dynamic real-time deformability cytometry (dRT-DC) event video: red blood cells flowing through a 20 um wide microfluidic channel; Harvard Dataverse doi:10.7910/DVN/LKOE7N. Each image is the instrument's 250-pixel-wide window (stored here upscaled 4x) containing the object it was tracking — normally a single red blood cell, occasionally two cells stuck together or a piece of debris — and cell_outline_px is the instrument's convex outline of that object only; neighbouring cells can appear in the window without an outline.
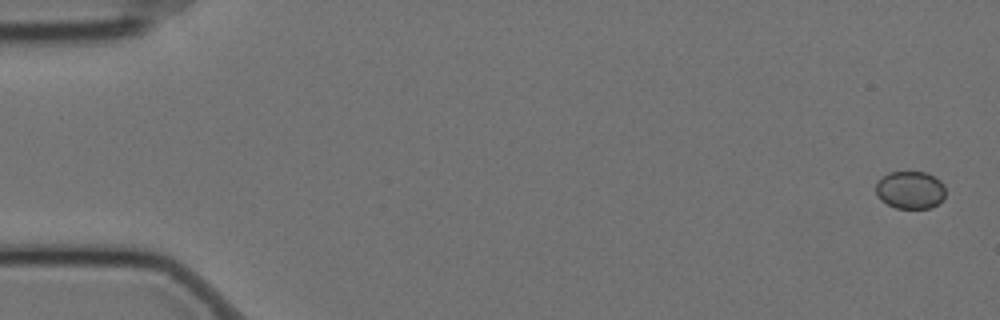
{"species": "Egyptian fruit bat (a non-hibernating species)", "species_latin": "Rousettus aegyptiacus", "temperature_condition": "cold", "stored_images_in_passage": 6, "camera_frame_rate_fps": 3000, "um_per_image_px": 0.085, "animal": {"sex": "female"}, "frame": {"image": 1, "passage_image": 1, "time_ms": 0.0, "image_size_px": [1000, 320], "cell_outline_px": [[944, 196], [932, 208], [896, 208], [880, 200], [876, 192], [876, 184], [880, 176], [888, 172], [924, 172], [940, 180], [944, 184]], "centroid_in_image_um": [77.33, 16.14], "position_along_channel_um": 7.7, "area_um2": 15.26}}